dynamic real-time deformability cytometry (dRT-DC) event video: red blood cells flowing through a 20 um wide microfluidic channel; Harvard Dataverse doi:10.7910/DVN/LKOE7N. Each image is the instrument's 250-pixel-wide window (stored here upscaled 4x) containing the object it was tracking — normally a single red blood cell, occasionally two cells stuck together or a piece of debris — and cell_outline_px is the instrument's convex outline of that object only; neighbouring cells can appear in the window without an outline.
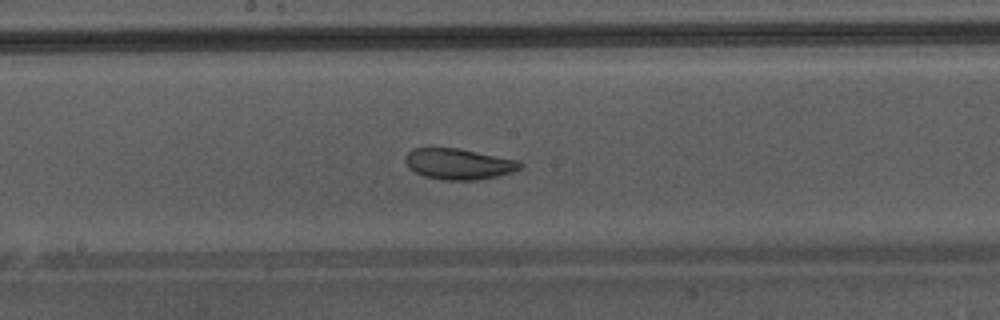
{"species": "Egyptian fruit bat (a non-hibernating species)", "species_latin": "Rousettus aegyptiacus", "temperature_condition": "warm", "stored_images_in_passage": 49, "camera_frame_rate_fps": 3000, "um_per_image_px": 0.085, "animal": {"sex": "male"}, "frame": {"image": 1, "passage_image": 28, "time_ms": 9.0, "image_size_px": [1000, 320], "cell_outline_px": [[524, 164], [520, 168], [512, 172], [496, 176], [476, 180], [444, 180], [424, 176], [408, 168], [404, 160], [404, 156], [412, 148], [456, 148], [520, 160]], "centroid_in_image_um": [38.97, 13.93], "position_along_channel_um": 209.2, "area_um2": 20.69}, "authors_computed_cell_mechanics": {"area_um2": 25.8366, "velocity_mm_per_s": 4.3338, "shape_relaxation_time_tau1_ms": 7.5953, "shape_relaxation_time_tau2_ms": 1.7592, "deformation_change_tau1": 0.1604, "deformation_change_tau2": 0.0656}}